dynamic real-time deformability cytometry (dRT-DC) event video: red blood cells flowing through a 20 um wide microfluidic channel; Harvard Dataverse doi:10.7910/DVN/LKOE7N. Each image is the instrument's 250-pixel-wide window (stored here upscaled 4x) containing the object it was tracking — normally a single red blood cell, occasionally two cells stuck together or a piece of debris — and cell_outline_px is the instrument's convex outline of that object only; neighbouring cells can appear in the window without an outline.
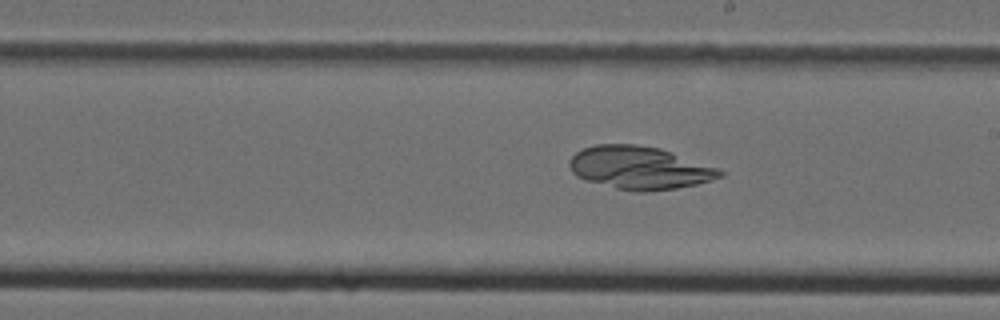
{"species": "Egyptian fruit bat (a non-hibernating species)", "species_latin": "Rousettus aegyptiacus", "temperature_condition": "cold", "stored_images_in_passage": 7, "camera_frame_rate_fps": 3000, "um_per_image_px": 0.085, "animal": {"sex": "female"}, "frame": {"image": 1, "passage_image": 7, "time_ms": 8.0, "image_size_px": [1000, 320], "cell_outline_px": [[724, 176], [712, 180], [696, 184], [676, 188], [644, 192], [636, 192], [616, 188], [588, 180], [576, 176], [572, 172], [568, 164], [568, 160], [576, 152], [584, 148], [596, 144], [636, 144], [660, 148], [720, 168], [724, 172]], "centroid_in_image_um": [54.38, 14.26], "position_along_channel_um": 234.6, "area_um2": 37.69}}